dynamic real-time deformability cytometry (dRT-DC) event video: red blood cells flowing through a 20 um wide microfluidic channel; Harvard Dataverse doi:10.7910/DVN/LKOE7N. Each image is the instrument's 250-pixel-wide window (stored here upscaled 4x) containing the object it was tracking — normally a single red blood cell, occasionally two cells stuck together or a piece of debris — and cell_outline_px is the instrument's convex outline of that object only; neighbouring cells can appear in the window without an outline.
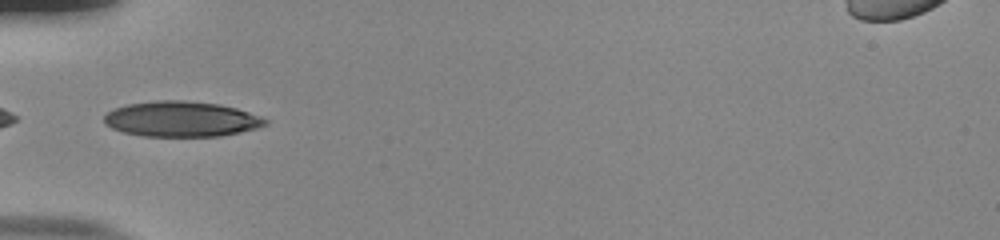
{"species": "human", "species_latin": "Homo sapiens", "temperature_condition": "room temperature", "stored_images_in_passage": 36, "camera_frame_rate_fps": 3000, "um_per_image_px": 0.085, "donor": {"sex": "male"}, "frame": {"image": 1, "passage_image": 1, "time_ms": 0.0, "image_size_px": [1000, 240], "cell_outline_px": [[268, 124], [256, 128], [240, 132], [220, 136], [140, 136], [124, 132], [112, 128], [104, 124], [104, 116], [108, 112], [116, 108], [128, 104], [156, 100], [184, 100], [220, 104], [236, 108], [260, 116], [268, 120]], "centroid_in_image_um": [15.41, 10.12], "position_along_channel_um": 69.6, "area_um2": 33.23}}
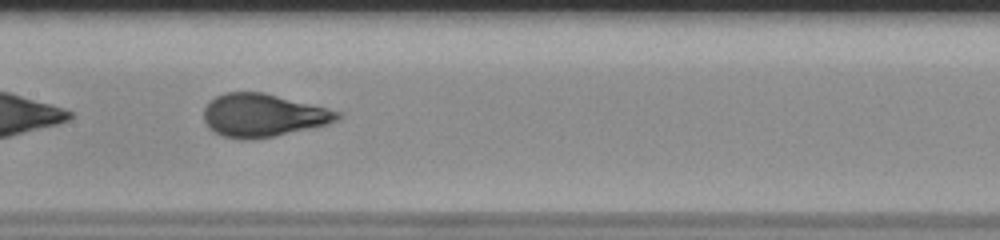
{"frame": {"image": 2, "passage_image": 10, "time_ms": 3.0, "image_size_px": [1000, 240], "cell_outline_px": [[340, 116], [336, 120], [328, 124], [272, 136], [248, 140], [244, 140], [224, 136], [212, 132], [208, 128], [204, 120], [204, 108], [216, 96], [224, 92], [264, 92], [340, 112]], "centroid_in_image_um": [22.29, 9.8], "position_along_channel_um": 185.1, "area_um2": 33.06}}
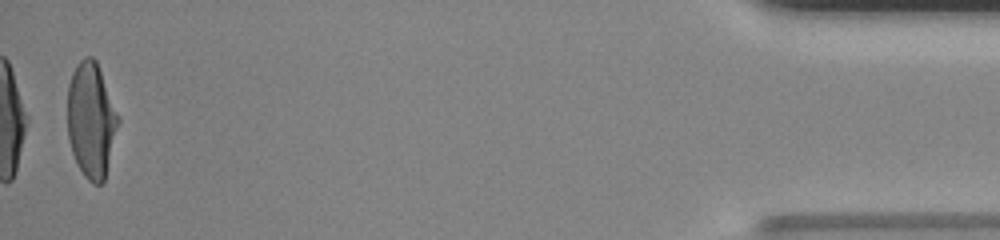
{"frame": {"image": 3, "passage_image": 35, "time_ms": 11.333, "image_size_px": [1000, 240], "cell_outline_px": [[120, 120], [104, 180], [100, 184], [92, 184], [84, 176], [72, 152], [68, 140], [68, 84], [72, 72], [76, 64], [84, 56], [92, 56], [96, 60]], "centroid_in_image_um": [7.74, 10.19], "position_along_channel_um": 427.5, "area_um2": 33.87}, "authors_computed_cell_mechanics": {"area_um2": 33.7841, "velocity_mm_per_s": 3.878, "shape_relaxation_time_tau1_ms": 3.7365, "shape_relaxation_time_tau2_ms": null, "deformation_change_tau1": 0.1995, "deformation_change_tau2": null}}